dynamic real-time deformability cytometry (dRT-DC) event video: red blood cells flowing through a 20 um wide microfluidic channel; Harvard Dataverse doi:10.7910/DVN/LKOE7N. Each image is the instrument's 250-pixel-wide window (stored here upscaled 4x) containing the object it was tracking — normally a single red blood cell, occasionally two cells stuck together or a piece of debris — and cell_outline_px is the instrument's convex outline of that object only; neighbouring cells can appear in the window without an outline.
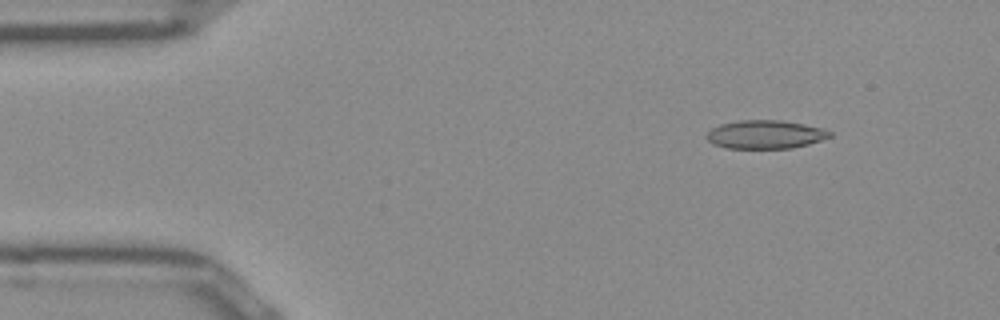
{"species": "Egyptian fruit bat (a non-hibernating species)", "species_latin": "Rousettus aegyptiacus", "temperature_condition": "room temperature", "stored_images_in_passage": 47, "camera_frame_rate_fps": 3000, "um_per_image_px": 0.085, "frame": {"image": 1, "passage_image": 2, "time_ms": 0.333, "image_size_px": [1000, 320], "cell_outline_px": [[832, 136], [808, 144], [792, 148], [728, 148], [712, 144], [704, 136], [712, 128], [720, 124], [740, 120], [780, 120], [804, 124], [824, 128], [832, 132]], "centroid_in_image_um": [65.05, 11.42], "position_along_channel_um": 20.0, "area_um2": 20.46}}
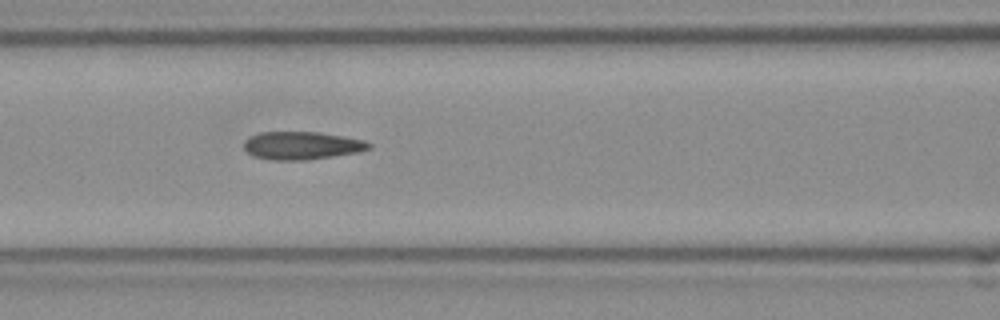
{"frame": {"image": 2, "passage_image": 17, "time_ms": 5.333, "image_size_px": [1000, 320], "cell_outline_px": [[372, 148], [360, 152], [308, 160], [272, 160], [252, 156], [244, 148], [244, 140], [248, 136], [260, 132], [320, 132], [344, 136], [364, 140], [372, 144]], "centroid_in_image_um": [25.66, 12.37], "position_along_channel_um": 140.9, "area_um2": 20.63}}
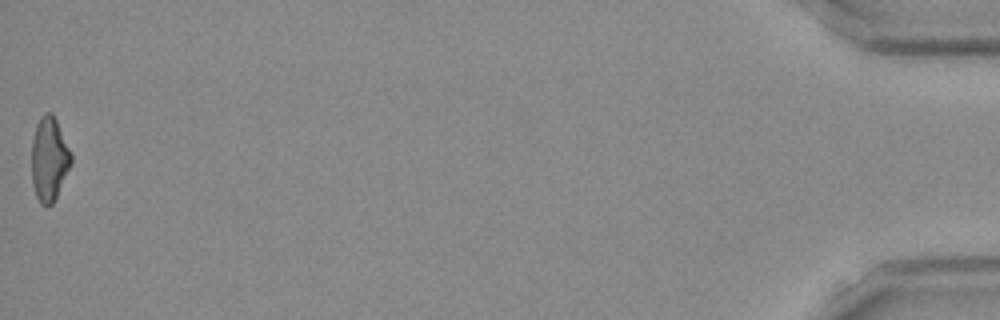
{"frame": {"image": 3, "passage_image": 47, "time_ms": 15.333, "image_size_px": [1000, 320], "cell_outline_px": [[72, 164], [52, 204], [48, 208], [40, 204], [36, 196], [32, 184], [32, 140], [36, 124], [40, 116], [44, 112], [52, 112], [72, 152]], "centroid_in_image_um": [4.18, 13.52], "position_along_channel_um": 431.0, "area_um2": 19.59}, "authors_computed_cell_mechanics": {"area_um2": 20.1144, "velocity_mm_per_s": 3.948, "shape_relaxation_time_tau1_ms": 8.5894, "shape_relaxation_time_tau2_ms": 2.2136, "deformation_change_tau1": 0.2086, "deformation_change_tau2": 0.1167}}